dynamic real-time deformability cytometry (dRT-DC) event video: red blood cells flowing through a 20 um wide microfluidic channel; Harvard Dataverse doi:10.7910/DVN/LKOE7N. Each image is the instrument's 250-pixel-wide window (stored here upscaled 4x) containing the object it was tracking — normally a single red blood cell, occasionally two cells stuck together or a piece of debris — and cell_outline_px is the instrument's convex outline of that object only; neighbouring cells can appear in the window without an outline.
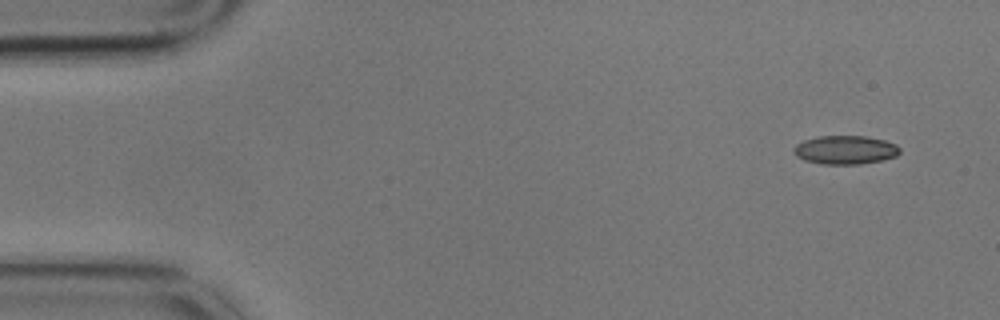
{"species": "common noctule bat (a hibernating species)", "species_latin": "Nyctalus noctula", "temperature_condition": "cold", "stored_images_in_passage": 10, "camera_frame_rate_fps": 3000, "um_per_image_px": 0.085, "animal": {"sex": "male", "body_mass_g": 17.9}, "frame": {"image": 1, "passage_image": 1, "time_ms": 0.0, "image_size_px": [1000, 320], "cell_outline_px": [[900, 152], [896, 156], [884, 160], [860, 164], [820, 164], [804, 160], [796, 156], [792, 152], [792, 148], [796, 144], [804, 140], [820, 136], [864, 136], [884, 140], [896, 144], [900, 148]], "centroid_in_image_um": [71.83, 12.75], "position_along_channel_um": 13.2, "area_um2": 17.86}}
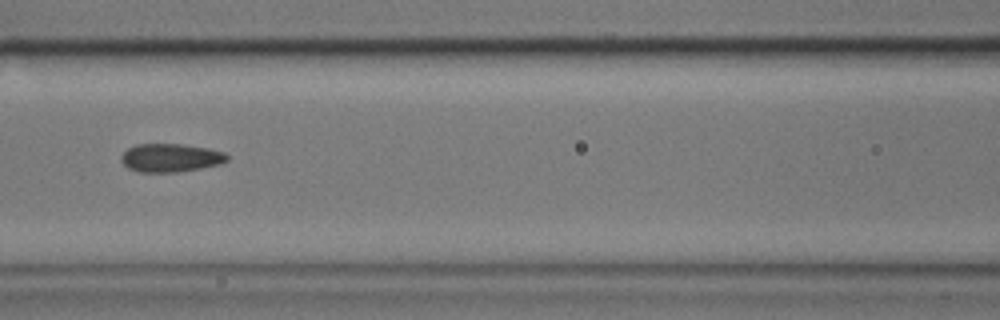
{"frame": {"image": 2, "passage_image": 7, "time_ms": 2.0, "image_size_px": [1000, 320], "cell_outline_px": [[228, 160], [220, 164], [200, 168], [176, 172], [140, 172], [128, 168], [120, 160], [120, 156], [128, 148], [136, 144], [184, 144], [208, 148], [224, 152], [228, 156]], "centroid_in_image_um": [14.49, 13.4], "position_along_channel_um": 152.1, "area_um2": 17.51}}
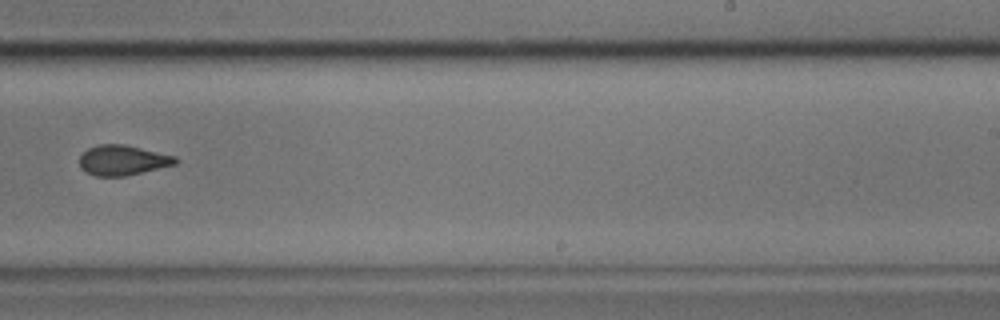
{"frame": {"image": 3, "passage_image": 10, "time_ms": 3.0, "image_size_px": [1000, 320], "cell_outline_px": [[180, 160], [176, 164], [124, 176], [96, 176], [84, 172], [80, 168], [80, 156], [88, 148], [100, 144], [124, 144], [176, 156]], "centroid_in_image_um": [10.42, 13.62], "position_along_channel_um": 278.6, "area_um2": 16.82}}